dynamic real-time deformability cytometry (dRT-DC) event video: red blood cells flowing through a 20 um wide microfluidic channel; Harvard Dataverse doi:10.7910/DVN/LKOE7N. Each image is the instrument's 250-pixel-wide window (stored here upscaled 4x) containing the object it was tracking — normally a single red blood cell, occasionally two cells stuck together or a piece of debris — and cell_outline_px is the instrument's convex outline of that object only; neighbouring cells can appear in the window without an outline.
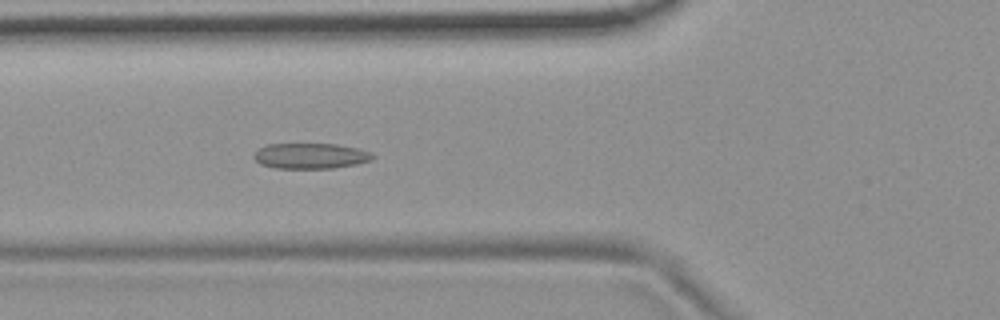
{"species": "common noctule bat (a hibernating species)", "species_latin": "Nyctalus noctula", "temperature_condition": "room temperature", "stored_images_in_passage": 53, "camera_frame_rate_fps": 3000, "um_per_image_px": 0.085, "animal": {"sex": "female", "body_mass_g": 19.9}, "frame": {"image": 1, "passage_image": 19, "time_ms": 6.0, "image_size_px": [1000, 320], "cell_outline_px": [[376, 156], [372, 160], [356, 164], [332, 168], [272, 168], [260, 164], [252, 156], [260, 148], [268, 144], [336, 144], [356, 148], [372, 152]], "centroid_in_image_um": [26.41, 13.25], "position_along_channel_um": 99.4, "area_um2": 17.69}}
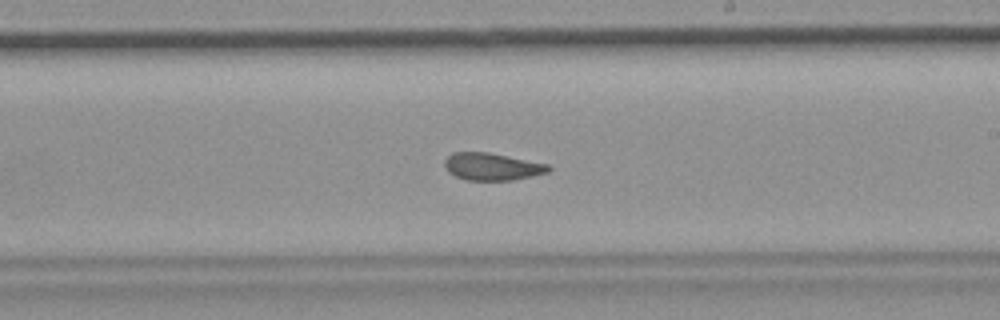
{"frame": {"image": 2, "passage_image": 31, "time_ms": 10.0, "image_size_px": [1000, 320], "cell_outline_px": [[552, 168], [548, 172], [532, 176], [512, 180], [464, 180], [448, 172], [444, 164], [444, 160], [452, 152], [488, 152], [548, 164]], "centroid_in_image_um": [41.81, 14.16], "position_along_channel_um": 247.2, "area_um2": 16.53}}
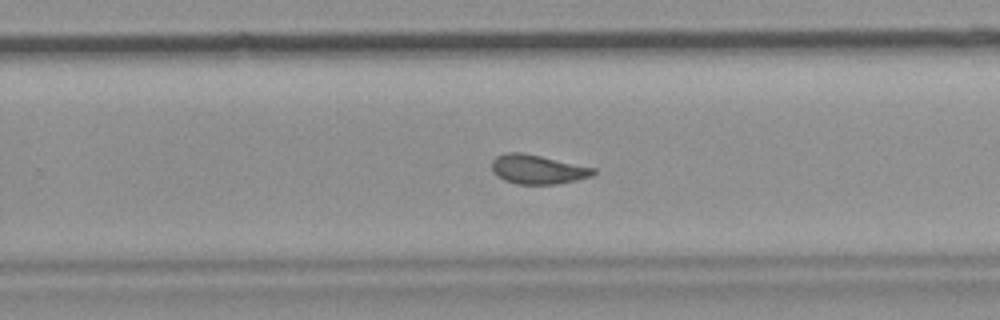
{"frame": {"image": 3, "passage_image": 34, "time_ms": 11.0, "image_size_px": [1000, 320], "cell_outline_px": [[596, 172], [592, 176], [576, 180], [556, 184], [516, 184], [504, 180], [492, 168], [492, 160], [496, 156], [508, 152], [520, 152], [540, 156], [596, 168]], "centroid_in_image_um": [45.72, 14.4], "position_along_channel_um": 284.1, "area_um2": 17.05}, "authors_computed_cell_mechanics": {"area_um2": 17.6868, "velocity_mm_per_s": 3.7044, "shape_relaxation_time_tau1_ms": null, "shape_relaxation_time_tau2_ms": 1.7018, "deformation_change_tau1": null, "deformation_change_tau2": 0.0747}}